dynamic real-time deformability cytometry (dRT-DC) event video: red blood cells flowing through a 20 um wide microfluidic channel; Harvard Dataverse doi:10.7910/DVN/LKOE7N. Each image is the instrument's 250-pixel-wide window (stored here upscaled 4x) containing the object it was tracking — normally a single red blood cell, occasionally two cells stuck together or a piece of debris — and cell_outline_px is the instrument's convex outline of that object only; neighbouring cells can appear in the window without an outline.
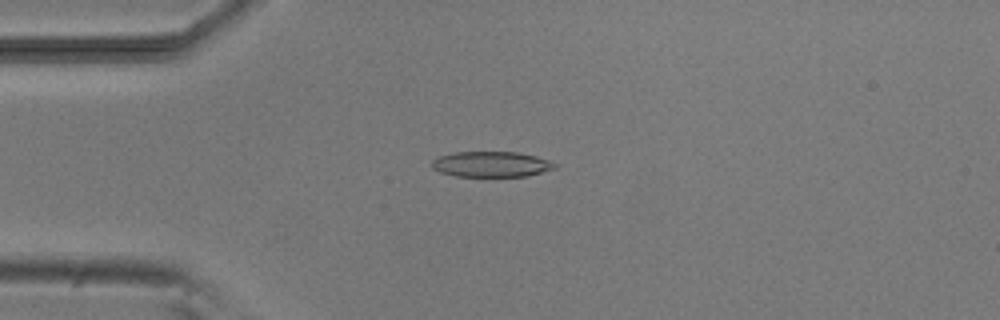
{"species": "common noctule bat (a hibernating species)", "species_latin": "Nyctalus noctula", "temperature_condition": "room temperature", "stored_images_in_passage": 5, "camera_frame_rate_fps": 3000, "um_per_image_px": 0.085, "animal": {"sex": "male", "body_mass_g": 20.5, "forearm_length_mm": 52.5}, "frame": {"image": 1, "passage_image": 3, "time_ms": 2.333, "image_size_px": [1000, 320], "cell_outline_px": [[560, 164], [556, 168], [524, 176], [456, 176], [440, 172], [432, 168], [432, 160], [440, 156], [456, 152], [516, 152], [536, 156]], "centroid_in_image_um": [41.77, 13.95], "position_along_channel_um": 43.2, "area_um2": 18.15}}
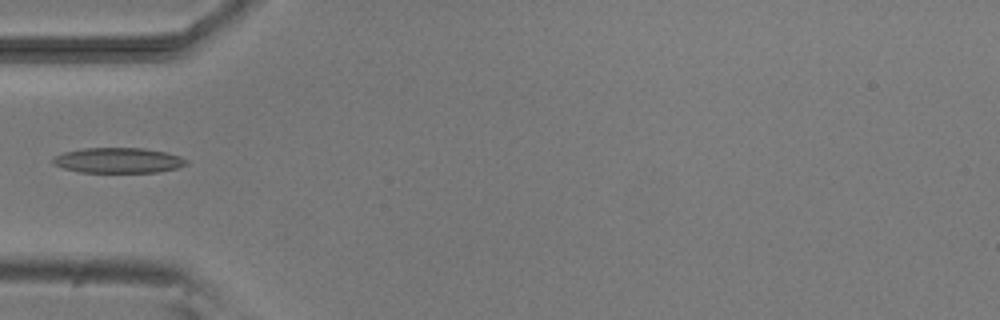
{"frame": {"image": 2, "passage_image": 4, "time_ms": 3.667, "image_size_px": [1000, 320], "cell_outline_px": [[188, 164], [176, 168], [156, 172], [80, 172], [64, 168], [52, 164], [52, 160], [56, 156], [64, 152], [84, 148], [144, 148], [164, 152], [180, 156], [188, 160]], "centroid_in_image_um": [10.06, 13.63], "position_along_channel_um": 74.9, "area_um2": 19.54}}
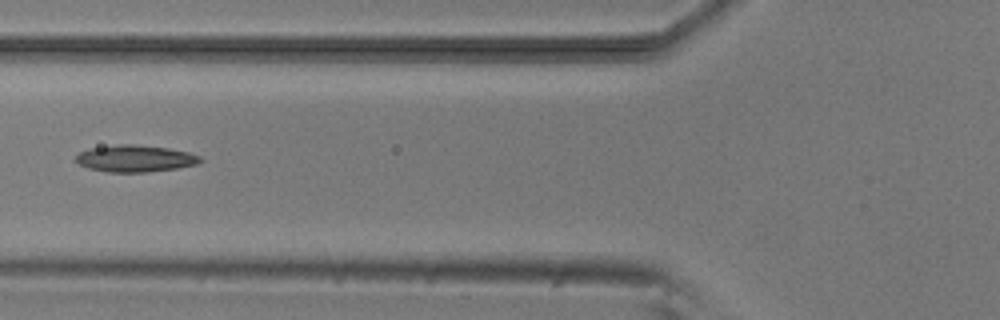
{"frame": {"image": 3, "passage_image": 5, "time_ms": 4.667, "image_size_px": [1000, 320], "cell_outline_px": [[204, 160], [196, 164], [176, 168], [144, 172], [108, 172], [88, 168], [80, 164], [76, 160], [76, 156], [80, 152], [92, 148], [120, 144], [132, 144], [168, 148], [188, 152], [200, 156]], "centroid_in_image_um": [11.5, 13.47], "position_along_channel_um": 114.3, "area_um2": 19.19}}